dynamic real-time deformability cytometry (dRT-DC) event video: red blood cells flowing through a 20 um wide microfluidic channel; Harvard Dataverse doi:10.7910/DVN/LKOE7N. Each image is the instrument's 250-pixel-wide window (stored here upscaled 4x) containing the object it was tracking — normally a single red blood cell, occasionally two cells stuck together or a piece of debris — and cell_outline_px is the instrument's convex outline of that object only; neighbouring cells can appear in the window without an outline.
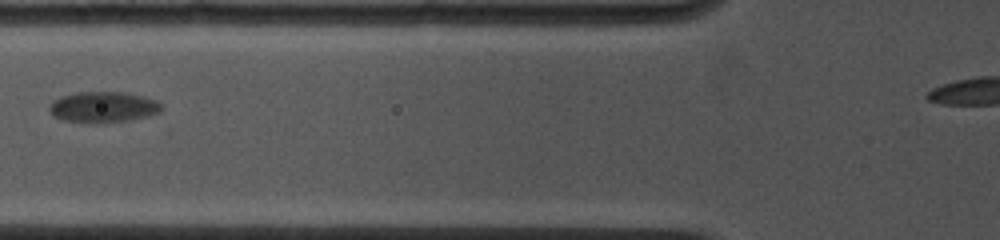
{"species": "common noctule bat (a hibernating species)", "species_latin": "Nyctalus noctula", "temperature_condition": "cold", "stored_images_in_passage": 13, "camera_frame_rate_fps": 4500, "um_per_image_px": 0.085, "animal": {"sex": "female", "body_mass_g": 19.0, "forearm_length_mm": 53.3}, "frame": {"image": 1, "passage_image": 4, "time_ms": 3.556, "image_size_px": [1000, 240], "cell_outline_px": [[164, 108], [160, 112], [148, 116], [128, 120], [100, 124], [88, 124], [64, 120], [52, 116], [48, 108], [52, 100], [60, 96], [76, 92], [124, 92], [144, 96], [156, 100], [164, 104]], "centroid_in_image_um": [8.77, 9.11], "position_along_channel_um": 117.0, "area_um2": 20.75}}
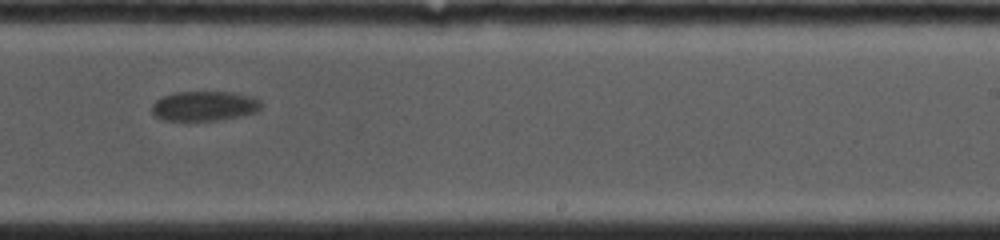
{"frame": {"image": 2, "passage_image": 8, "time_ms": 8.0, "image_size_px": [1000, 240], "cell_outline_px": [[260, 108], [256, 112], [244, 116], [220, 120], [164, 120], [156, 116], [152, 112], [152, 104], [156, 100], [172, 92], [228, 92], [252, 96], [260, 100]], "centroid_in_image_um": [17.38, 9.01], "position_along_channel_um": 271.6, "area_um2": 18.96}}
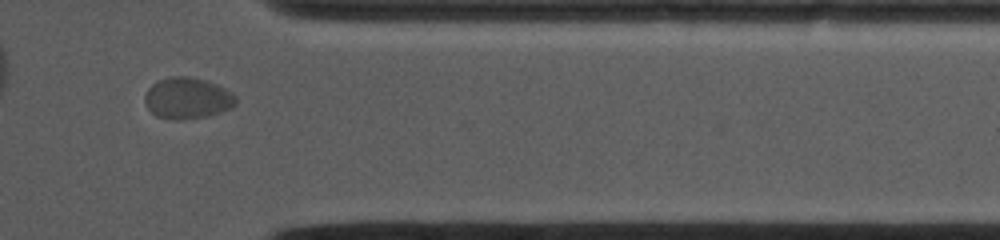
{"frame": {"image": 3, "passage_image": 11, "time_ms": 11.556, "image_size_px": [1000, 240], "cell_outline_px": [[236, 104], [232, 108], [208, 116], [180, 120], [172, 120], [156, 116], [148, 108], [144, 100], [144, 96], [148, 88], [156, 80], [168, 76], [188, 76], [204, 80], [216, 84], [232, 92], [236, 96]], "centroid_in_image_um": [15.91, 8.34], "position_along_channel_um": 395.5, "area_um2": 22.14}}